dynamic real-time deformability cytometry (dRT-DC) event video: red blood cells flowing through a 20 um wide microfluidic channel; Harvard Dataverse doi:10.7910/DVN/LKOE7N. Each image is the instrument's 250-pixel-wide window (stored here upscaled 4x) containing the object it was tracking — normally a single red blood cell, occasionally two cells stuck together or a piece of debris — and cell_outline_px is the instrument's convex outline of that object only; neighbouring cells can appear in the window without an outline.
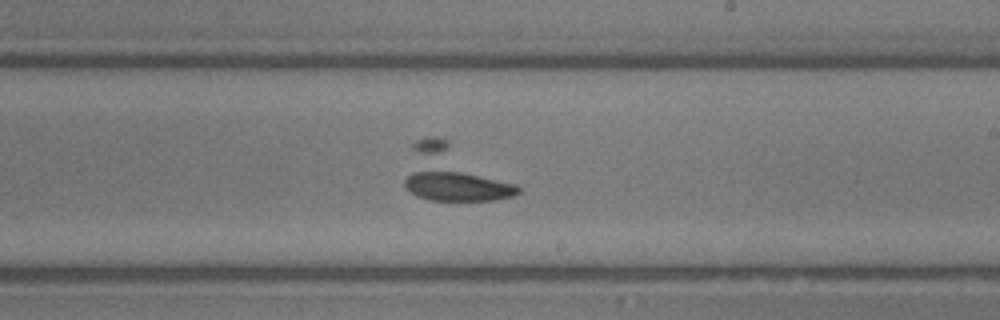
{"species": "common noctule bat (a hibernating species)", "species_latin": "Nyctalus noctula", "temperature_condition": "room temperature", "stored_images_in_passage": 16, "camera_frame_rate_fps": 3000, "um_per_image_px": 0.085, "animal": {"sex": "male", "body_mass_g": 13.3}, "frame": {"image": 1, "passage_image": 14, "time_ms": 4.333, "image_size_px": [1000, 320], "cell_outline_px": [[520, 192], [512, 196], [496, 200], [428, 200], [416, 196], [408, 192], [404, 184], [404, 180], [412, 144], [416, 140], [428, 136], [436, 136], [448, 140], [516, 184], [520, 188]], "centroid_in_image_um": [38.46, 14.78], "position_along_channel_um": 250.5, "area_um2": 35.95}}
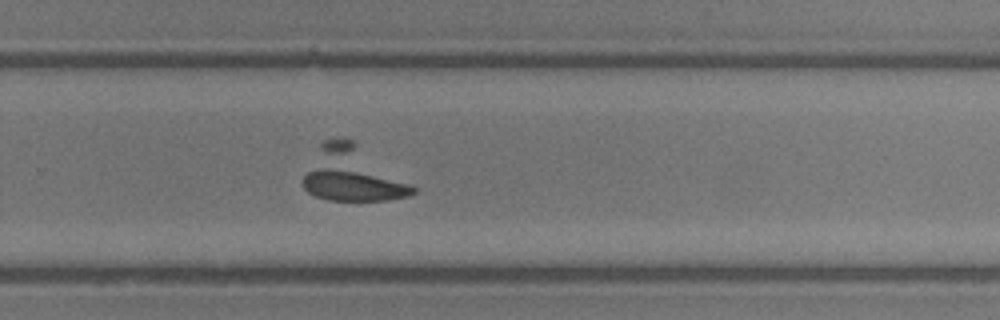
{"frame": {"image": 2, "passage_image": 16, "time_ms": 5.0, "image_size_px": [1000, 320], "cell_outline_px": [[416, 192], [408, 196], [388, 200], [328, 200], [316, 196], [308, 192], [304, 188], [300, 180], [320, 144], [324, 140], [352, 140], [416, 188]], "centroid_in_image_um": [29.9, 14.85], "position_along_channel_um": 299.9, "area_um2": 34.04}}